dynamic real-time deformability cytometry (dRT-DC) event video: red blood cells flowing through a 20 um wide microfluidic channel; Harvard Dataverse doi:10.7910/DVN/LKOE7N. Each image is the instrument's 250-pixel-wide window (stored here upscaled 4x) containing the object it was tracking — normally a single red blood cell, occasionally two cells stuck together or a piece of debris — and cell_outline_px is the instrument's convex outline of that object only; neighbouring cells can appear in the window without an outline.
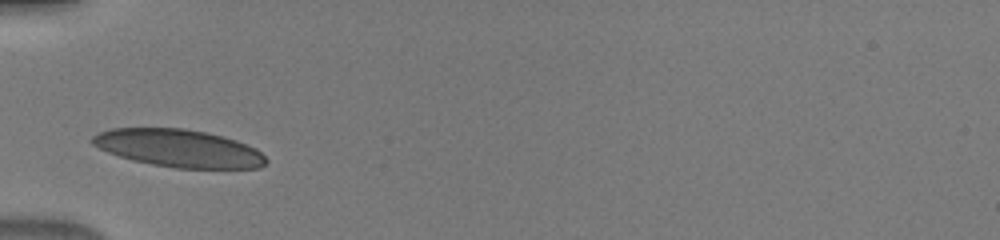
{"species": "human", "species_latin": "Homo sapiens", "temperature_condition": "warm", "stored_images_in_passage": 28, "camera_frame_rate_fps": 3000, "um_per_image_px": 0.085, "donor": {"sex": "male"}, "frame": {"image": 1, "passage_image": 1, "time_ms": 0.0, "image_size_px": [1000, 240], "cell_outline_px": [[268, 160], [260, 168], [176, 168], [152, 164], [132, 160], [108, 152], [92, 144], [88, 140], [92, 136], [100, 132], [112, 128], [184, 128], [224, 136], [236, 140], [256, 148]], "centroid_in_image_um": [15.18, 12.6], "position_along_channel_um": 69.8, "area_um2": 38.03}}